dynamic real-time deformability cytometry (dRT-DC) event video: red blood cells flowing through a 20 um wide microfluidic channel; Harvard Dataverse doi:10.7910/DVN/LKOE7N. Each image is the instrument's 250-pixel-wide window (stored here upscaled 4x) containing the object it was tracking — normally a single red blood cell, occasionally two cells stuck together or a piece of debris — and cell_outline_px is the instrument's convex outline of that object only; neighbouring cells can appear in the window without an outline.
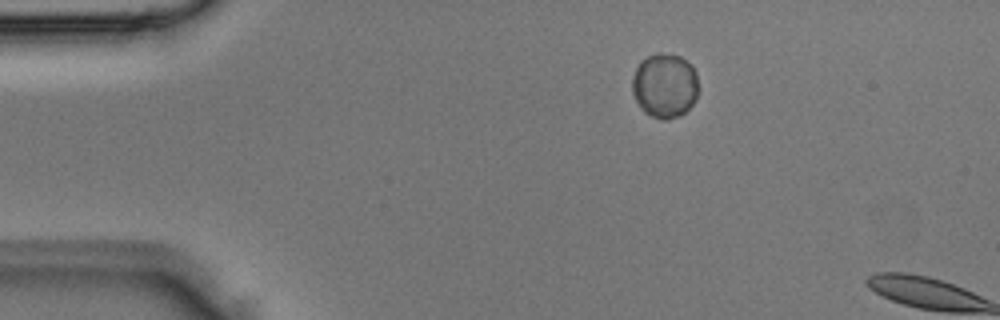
{"species": "Egyptian fruit bat (a non-hibernating species)", "species_latin": "Rousettus aegyptiacus", "temperature_condition": "room temperature", "stored_images_in_passage": 2, "camera_frame_rate_fps": 3000, "um_per_image_px": 0.085, "animal": {"sex": "male"}, "frame": {"image": 1, "passage_image": 1, "time_ms": 0.0, "image_size_px": [1000, 320], "cell_outline_px": [[700, 88], [696, 100], [680, 116], [668, 120], [660, 120], [644, 112], [636, 100], [632, 92], [632, 76], [640, 60], [648, 56], [660, 52], [680, 56], [696, 72]], "centroid_in_image_um": [56.51, 7.29], "position_along_channel_um": 28.5, "area_um2": 25.2}}